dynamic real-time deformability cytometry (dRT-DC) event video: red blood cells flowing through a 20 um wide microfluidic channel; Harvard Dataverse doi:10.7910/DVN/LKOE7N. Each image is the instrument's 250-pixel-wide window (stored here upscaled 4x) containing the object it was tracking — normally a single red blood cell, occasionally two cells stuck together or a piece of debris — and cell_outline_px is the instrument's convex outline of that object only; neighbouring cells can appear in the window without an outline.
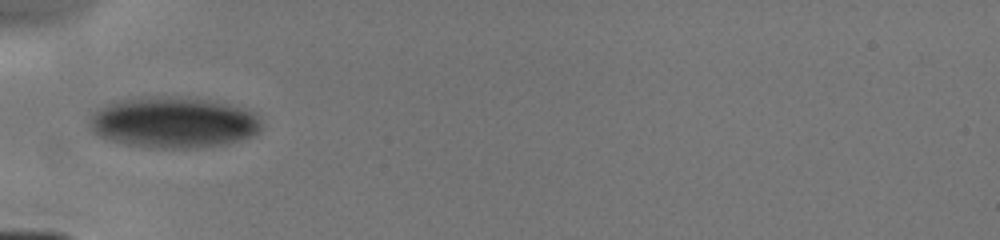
{"species": "human", "species_latin": "Homo sapiens", "temperature_condition": "cold", "stored_images_in_passage": 45, "camera_frame_rate_fps": 3000, "um_per_image_px": 0.085, "donor": {"sex": "male"}, "frame": {"image": 1, "passage_image": 1, "time_ms": 0.0, "image_size_px": [1000, 240], "cell_outline_px": [[260, 128], [252, 136], [228, 144], [204, 148], [148, 148], [124, 144], [108, 140], [92, 132], [88, 128], [88, 124], [92, 116], [100, 108], [116, 100], [136, 96], [176, 96], [208, 100], [240, 108], [252, 112], [256, 116], [260, 124]], "centroid_in_image_um": [14.67, 10.42], "position_along_channel_um": 70.3, "area_um2": 51.44}}
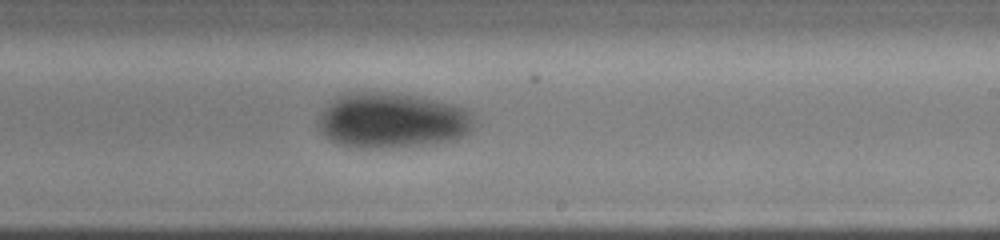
{"frame": {"image": 2, "passage_image": 20, "time_ms": 4.333, "image_size_px": [1000, 240], "cell_outline_px": [[476, 120], [472, 128], [468, 132], [460, 136], [444, 140], [424, 144], [376, 148], [340, 144], [332, 140], [320, 132], [316, 124], [324, 108], [336, 96], [344, 92], [400, 92], [436, 100], [468, 108]], "centroid_in_image_um": [33.31, 10.19], "position_along_channel_um": 255.7, "area_um2": 50.05}}
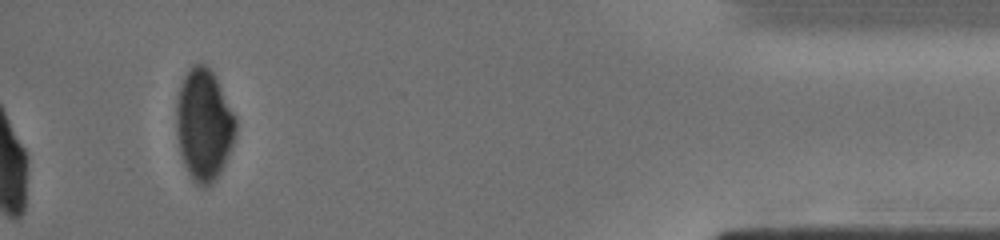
{"frame": {"image": 3, "passage_image": 45, "time_ms": 9.333, "image_size_px": [1000, 240], "cell_outline_px": [[236, 132], [232, 144], [224, 164], [220, 172], [212, 184], [204, 188], [196, 184], [192, 180], [184, 164], [180, 152], [176, 132], [176, 104], [180, 84], [188, 68], [192, 64], [204, 64], [216, 76], [236, 116]], "centroid_in_image_um": [17.32, 10.59], "position_along_channel_um": 417.9, "area_um2": 38.9}}